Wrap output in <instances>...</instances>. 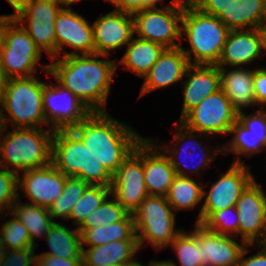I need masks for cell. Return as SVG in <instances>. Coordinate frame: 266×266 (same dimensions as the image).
<instances>
[{
	"instance_id": "1f68e13d",
	"label": "cell",
	"mask_w": 266,
	"mask_h": 266,
	"mask_svg": "<svg viewBox=\"0 0 266 266\" xmlns=\"http://www.w3.org/2000/svg\"><path fill=\"white\" fill-rule=\"evenodd\" d=\"M232 133L235 135L231 140L222 145V154L225 156V154L234 153L238 159L234 160L233 163H244V160L240 158L242 155L251 157L258 152L266 150V135L252 134L250 130L246 129L238 121L231 127L229 134Z\"/></svg>"
},
{
	"instance_id": "52a82bcc",
	"label": "cell",
	"mask_w": 266,
	"mask_h": 266,
	"mask_svg": "<svg viewBox=\"0 0 266 266\" xmlns=\"http://www.w3.org/2000/svg\"><path fill=\"white\" fill-rule=\"evenodd\" d=\"M175 214L166 196L148 195L132 214L139 250L147 239L157 251L169 247L183 230L175 228Z\"/></svg>"
},
{
	"instance_id": "7bdbcfd3",
	"label": "cell",
	"mask_w": 266,
	"mask_h": 266,
	"mask_svg": "<svg viewBox=\"0 0 266 266\" xmlns=\"http://www.w3.org/2000/svg\"><path fill=\"white\" fill-rule=\"evenodd\" d=\"M253 87L255 94L256 106H261L260 109H266V68L254 69Z\"/></svg>"
},
{
	"instance_id": "b9f144b4",
	"label": "cell",
	"mask_w": 266,
	"mask_h": 266,
	"mask_svg": "<svg viewBox=\"0 0 266 266\" xmlns=\"http://www.w3.org/2000/svg\"><path fill=\"white\" fill-rule=\"evenodd\" d=\"M36 248L7 250L3 262L0 266H35Z\"/></svg>"
},
{
	"instance_id": "ffe728a7",
	"label": "cell",
	"mask_w": 266,
	"mask_h": 266,
	"mask_svg": "<svg viewBox=\"0 0 266 266\" xmlns=\"http://www.w3.org/2000/svg\"><path fill=\"white\" fill-rule=\"evenodd\" d=\"M264 49V29L230 30L216 65L219 68L225 65L244 67L260 58Z\"/></svg>"
},
{
	"instance_id": "5b68a950",
	"label": "cell",
	"mask_w": 266,
	"mask_h": 266,
	"mask_svg": "<svg viewBox=\"0 0 266 266\" xmlns=\"http://www.w3.org/2000/svg\"><path fill=\"white\" fill-rule=\"evenodd\" d=\"M51 163L67 177L94 186H111L112 175L71 130H54Z\"/></svg>"
},
{
	"instance_id": "44dd1931",
	"label": "cell",
	"mask_w": 266,
	"mask_h": 266,
	"mask_svg": "<svg viewBox=\"0 0 266 266\" xmlns=\"http://www.w3.org/2000/svg\"><path fill=\"white\" fill-rule=\"evenodd\" d=\"M173 124L176 125V127H177L176 128L177 130L175 129V132H174L175 136H174L173 141L177 140L178 143H187L186 141H189V143H187L188 146L187 145L183 146L184 145L183 144L182 148H179V146L175 145L176 147L174 149H172L171 151L169 149L172 146H168V145L163 144V145L158 146V147L161 149V151L164 152L165 155H167V157L170 160V163H171L172 167L174 168L177 176L189 177L186 170L191 169V167H193L194 169L193 170L191 169L190 173H192V174L197 173L199 175V171L202 169V167H203V169H205V167H207L208 164H210L213 160H215L217 158L216 157L217 154L223 153L222 147L218 148V151H216L217 148L214 147L215 150H213V153L211 154L212 155L211 156L210 152H207V150H205L206 148L201 144V142L199 143V141H195L196 140L195 138L197 137V135L200 137L201 136L203 137L202 133L196 132V134H194L195 133L194 131H191V130L185 128L178 121L177 122L175 121ZM196 150H199L200 153L201 152H203V153H201L202 155L200 157H198L200 159H198L197 163L194 164L193 160H191V159H194L193 155L195 154ZM192 152H194V153L192 154ZM179 153H180V155H179ZM181 157L183 159H186L187 162L190 159V161L193 162V164H192L193 166L188 167L189 165L188 166L186 165L187 169H186V166H184L185 169H184V167H181L183 165L181 162L182 161ZM187 157H189V158H187ZM179 159H181V161Z\"/></svg>"
},
{
	"instance_id": "d6a6232c",
	"label": "cell",
	"mask_w": 266,
	"mask_h": 266,
	"mask_svg": "<svg viewBox=\"0 0 266 266\" xmlns=\"http://www.w3.org/2000/svg\"><path fill=\"white\" fill-rule=\"evenodd\" d=\"M203 185H199L193 177L176 176L170 185L167 201L173 210L194 209L202 201Z\"/></svg>"
},
{
	"instance_id": "f907efd6",
	"label": "cell",
	"mask_w": 266,
	"mask_h": 266,
	"mask_svg": "<svg viewBox=\"0 0 266 266\" xmlns=\"http://www.w3.org/2000/svg\"><path fill=\"white\" fill-rule=\"evenodd\" d=\"M147 266H177L173 260L155 261L151 260Z\"/></svg>"
},
{
	"instance_id": "9c48e42d",
	"label": "cell",
	"mask_w": 266,
	"mask_h": 266,
	"mask_svg": "<svg viewBox=\"0 0 266 266\" xmlns=\"http://www.w3.org/2000/svg\"><path fill=\"white\" fill-rule=\"evenodd\" d=\"M163 8H144L132 12L134 33L145 41L156 42L165 48H177L181 38L182 15L186 0H172ZM181 43H176L175 40Z\"/></svg>"
},
{
	"instance_id": "db71d44e",
	"label": "cell",
	"mask_w": 266,
	"mask_h": 266,
	"mask_svg": "<svg viewBox=\"0 0 266 266\" xmlns=\"http://www.w3.org/2000/svg\"><path fill=\"white\" fill-rule=\"evenodd\" d=\"M122 266H144L140 261H137L136 259H132L131 261H128L124 263Z\"/></svg>"
},
{
	"instance_id": "ba28073f",
	"label": "cell",
	"mask_w": 266,
	"mask_h": 266,
	"mask_svg": "<svg viewBox=\"0 0 266 266\" xmlns=\"http://www.w3.org/2000/svg\"><path fill=\"white\" fill-rule=\"evenodd\" d=\"M41 58L42 51L27 31L12 18L6 24L0 51V77L7 80L35 76Z\"/></svg>"
},
{
	"instance_id": "6f0895ef",
	"label": "cell",
	"mask_w": 266,
	"mask_h": 266,
	"mask_svg": "<svg viewBox=\"0 0 266 266\" xmlns=\"http://www.w3.org/2000/svg\"><path fill=\"white\" fill-rule=\"evenodd\" d=\"M2 128H3V125H2L1 115H0V134H1Z\"/></svg>"
},
{
	"instance_id": "8992f818",
	"label": "cell",
	"mask_w": 266,
	"mask_h": 266,
	"mask_svg": "<svg viewBox=\"0 0 266 266\" xmlns=\"http://www.w3.org/2000/svg\"><path fill=\"white\" fill-rule=\"evenodd\" d=\"M35 76L11 78L3 81L1 107L3 127L11 122L14 128H42L46 123L43 109V86ZM7 117V118H6ZM40 125V126H39Z\"/></svg>"
},
{
	"instance_id": "4dcf8cb0",
	"label": "cell",
	"mask_w": 266,
	"mask_h": 266,
	"mask_svg": "<svg viewBox=\"0 0 266 266\" xmlns=\"http://www.w3.org/2000/svg\"><path fill=\"white\" fill-rule=\"evenodd\" d=\"M20 200L19 198L16 200L11 208V213L27 228L31 243L36 247L35 238L46 237L55 221H53L47 207L28 202L23 204Z\"/></svg>"
},
{
	"instance_id": "4fadbf2b",
	"label": "cell",
	"mask_w": 266,
	"mask_h": 266,
	"mask_svg": "<svg viewBox=\"0 0 266 266\" xmlns=\"http://www.w3.org/2000/svg\"><path fill=\"white\" fill-rule=\"evenodd\" d=\"M111 195L130 214L148 196L144 181L143 139L112 175Z\"/></svg>"
},
{
	"instance_id": "9f6ffc18",
	"label": "cell",
	"mask_w": 266,
	"mask_h": 266,
	"mask_svg": "<svg viewBox=\"0 0 266 266\" xmlns=\"http://www.w3.org/2000/svg\"><path fill=\"white\" fill-rule=\"evenodd\" d=\"M3 79L0 77V104H1V96H2V85H3Z\"/></svg>"
},
{
	"instance_id": "681fc988",
	"label": "cell",
	"mask_w": 266,
	"mask_h": 266,
	"mask_svg": "<svg viewBox=\"0 0 266 266\" xmlns=\"http://www.w3.org/2000/svg\"><path fill=\"white\" fill-rule=\"evenodd\" d=\"M12 18L8 15H0V51L3 46L4 42V33H5V27L6 24L11 20Z\"/></svg>"
},
{
	"instance_id": "7c38bea8",
	"label": "cell",
	"mask_w": 266,
	"mask_h": 266,
	"mask_svg": "<svg viewBox=\"0 0 266 266\" xmlns=\"http://www.w3.org/2000/svg\"><path fill=\"white\" fill-rule=\"evenodd\" d=\"M63 6L61 0H30L13 17L27 31L37 47L42 52L45 51L51 59L56 58L55 19Z\"/></svg>"
},
{
	"instance_id": "11a10c76",
	"label": "cell",
	"mask_w": 266,
	"mask_h": 266,
	"mask_svg": "<svg viewBox=\"0 0 266 266\" xmlns=\"http://www.w3.org/2000/svg\"><path fill=\"white\" fill-rule=\"evenodd\" d=\"M61 1H62V3H63L64 6H69L72 3H76V2H79L81 0H61Z\"/></svg>"
},
{
	"instance_id": "680465c9",
	"label": "cell",
	"mask_w": 266,
	"mask_h": 266,
	"mask_svg": "<svg viewBox=\"0 0 266 266\" xmlns=\"http://www.w3.org/2000/svg\"><path fill=\"white\" fill-rule=\"evenodd\" d=\"M264 38H265V50H266V34H264Z\"/></svg>"
},
{
	"instance_id": "d6986e66",
	"label": "cell",
	"mask_w": 266,
	"mask_h": 266,
	"mask_svg": "<svg viewBox=\"0 0 266 266\" xmlns=\"http://www.w3.org/2000/svg\"><path fill=\"white\" fill-rule=\"evenodd\" d=\"M234 236L218 234L197 223V246L202 266H237L247 243Z\"/></svg>"
},
{
	"instance_id": "4316f807",
	"label": "cell",
	"mask_w": 266,
	"mask_h": 266,
	"mask_svg": "<svg viewBox=\"0 0 266 266\" xmlns=\"http://www.w3.org/2000/svg\"><path fill=\"white\" fill-rule=\"evenodd\" d=\"M139 251L137 240H116L82 249L84 266H122Z\"/></svg>"
},
{
	"instance_id": "2e32d148",
	"label": "cell",
	"mask_w": 266,
	"mask_h": 266,
	"mask_svg": "<svg viewBox=\"0 0 266 266\" xmlns=\"http://www.w3.org/2000/svg\"><path fill=\"white\" fill-rule=\"evenodd\" d=\"M56 58L62 51L63 57L68 55L95 54L92 23L64 6L58 12L55 24ZM64 46H70L74 52L63 51ZM76 51V52H75ZM80 51V52H79Z\"/></svg>"
},
{
	"instance_id": "c3c4849f",
	"label": "cell",
	"mask_w": 266,
	"mask_h": 266,
	"mask_svg": "<svg viewBox=\"0 0 266 266\" xmlns=\"http://www.w3.org/2000/svg\"><path fill=\"white\" fill-rule=\"evenodd\" d=\"M9 4L14 8L16 13L8 14L9 17L13 18L19 12H21L30 0H7Z\"/></svg>"
},
{
	"instance_id": "7402d4cb",
	"label": "cell",
	"mask_w": 266,
	"mask_h": 266,
	"mask_svg": "<svg viewBox=\"0 0 266 266\" xmlns=\"http://www.w3.org/2000/svg\"><path fill=\"white\" fill-rule=\"evenodd\" d=\"M155 140L143 138L144 181L148 195L166 196L177 175L167 155L154 144Z\"/></svg>"
},
{
	"instance_id": "e0dca14e",
	"label": "cell",
	"mask_w": 266,
	"mask_h": 266,
	"mask_svg": "<svg viewBox=\"0 0 266 266\" xmlns=\"http://www.w3.org/2000/svg\"><path fill=\"white\" fill-rule=\"evenodd\" d=\"M92 29L95 54L107 56L127 45L135 34L132 13L116 9L95 20Z\"/></svg>"
},
{
	"instance_id": "30bf717a",
	"label": "cell",
	"mask_w": 266,
	"mask_h": 266,
	"mask_svg": "<svg viewBox=\"0 0 266 266\" xmlns=\"http://www.w3.org/2000/svg\"><path fill=\"white\" fill-rule=\"evenodd\" d=\"M237 113L223 90L220 89L188 111L179 123L207 137L229 134L231 127L237 121Z\"/></svg>"
},
{
	"instance_id": "ee69618b",
	"label": "cell",
	"mask_w": 266,
	"mask_h": 266,
	"mask_svg": "<svg viewBox=\"0 0 266 266\" xmlns=\"http://www.w3.org/2000/svg\"><path fill=\"white\" fill-rule=\"evenodd\" d=\"M251 245L259 246L260 250L257 254L245 258V255L249 251L248 248ZM237 266H266V243L247 244L241 254L240 261Z\"/></svg>"
},
{
	"instance_id": "f6af8a7d",
	"label": "cell",
	"mask_w": 266,
	"mask_h": 266,
	"mask_svg": "<svg viewBox=\"0 0 266 266\" xmlns=\"http://www.w3.org/2000/svg\"><path fill=\"white\" fill-rule=\"evenodd\" d=\"M197 8L206 14L218 17L231 0H190ZM234 1V0H233Z\"/></svg>"
},
{
	"instance_id": "f5cc1de1",
	"label": "cell",
	"mask_w": 266,
	"mask_h": 266,
	"mask_svg": "<svg viewBox=\"0 0 266 266\" xmlns=\"http://www.w3.org/2000/svg\"><path fill=\"white\" fill-rule=\"evenodd\" d=\"M7 249L0 240V264L3 262Z\"/></svg>"
},
{
	"instance_id": "484cf974",
	"label": "cell",
	"mask_w": 266,
	"mask_h": 266,
	"mask_svg": "<svg viewBox=\"0 0 266 266\" xmlns=\"http://www.w3.org/2000/svg\"><path fill=\"white\" fill-rule=\"evenodd\" d=\"M221 74V89L237 111H244V107L256 106L253 87L254 70L244 67L227 70L219 68Z\"/></svg>"
},
{
	"instance_id": "8d00e7d4",
	"label": "cell",
	"mask_w": 266,
	"mask_h": 266,
	"mask_svg": "<svg viewBox=\"0 0 266 266\" xmlns=\"http://www.w3.org/2000/svg\"><path fill=\"white\" fill-rule=\"evenodd\" d=\"M193 232H185L183 229L169 244L179 259L181 266H202L200 250L197 246V223Z\"/></svg>"
},
{
	"instance_id": "cb8c5ba5",
	"label": "cell",
	"mask_w": 266,
	"mask_h": 266,
	"mask_svg": "<svg viewBox=\"0 0 266 266\" xmlns=\"http://www.w3.org/2000/svg\"><path fill=\"white\" fill-rule=\"evenodd\" d=\"M184 80L183 108L180 119L207 96L221 89V74L217 65L190 64Z\"/></svg>"
},
{
	"instance_id": "ac0fdd59",
	"label": "cell",
	"mask_w": 266,
	"mask_h": 266,
	"mask_svg": "<svg viewBox=\"0 0 266 266\" xmlns=\"http://www.w3.org/2000/svg\"><path fill=\"white\" fill-rule=\"evenodd\" d=\"M18 174V187L38 206L49 207L63 192L66 177L52 163Z\"/></svg>"
},
{
	"instance_id": "3957f363",
	"label": "cell",
	"mask_w": 266,
	"mask_h": 266,
	"mask_svg": "<svg viewBox=\"0 0 266 266\" xmlns=\"http://www.w3.org/2000/svg\"><path fill=\"white\" fill-rule=\"evenodd\" d=\"M230 30L216 16L206 14L186 0L182 15L181 35L189 41L190 50H181L190 64L216 65ZM194 55V60L192 58Z\"/></svg>"
},
{
	"instance_id": "603a6c76",
	"label": "cell",
	"mask_w": 266,
	"mask_h": 266,
	"mask_svg": "<svg viewBox=\"0 0 266 266\" xmlns=\"http://www.w3.org/2000/svg\"><path fill=\"white\" fill-rule=\"evenodd\" d=\"M189 65L181 47L166 48L157 62L144 75L145 82L141 88L140 97L154 90L182 82Z\"/></svg>"
},
{
	"instance_id": "9a60e30c",
	"label": "cell",
	"mask_w": 266,
	"mask_h": 266,
	"mask_svg": "<svg viewBox=\"0 0 266 266\" xmlns=\"http://www.w3.org/2000/svg\"><path fill=\"white\" fill-rule=\"evenodd\" d=\"M254 179L236 202L238 235L247 244L266 243V194Z\"/></svg>"
},
{
	"instance_id": "f35d334b",
	"label": "cell",
	"mask_w": 266,
	"mask_h": 266,
	"mask_svg": "<svg viewBox=\"0 0 266 266\" xmlns=\"http://www.w3.org/2000/svg\"><path fill=\"white\" fill-rule=\"evenodd\" d=\"M238 218L237 209L233 206L214 212L202 225L208 230L214 231L218 234L234 236L237 238L239 227Z\"/></svg>"
},
{
	"instance_id": "7a4b0ae2",
	"label": "cell",
	"mask_w": 266,
	"mask_h": 266,
	"mask_svg": "<svg viewBox=\"0 0 266 266\" xmlns=\"http://www.w3.org/2000/svg\"><path fill=\"white\" fill-rule=\"evenodd\" d=\"M71 130L111 175L144 138L107 111H91Z\"/></svg>"
},
{
	"instance_id": "d590c367",
	"label": "cell",
	"mask_w": 266,
	"mask_h": 266,
	"mask_svg": "<svg viewBox=\"0 0 266 266\" xmlns=\"http://www.w3.org/2000/svg\"><path fill=\"white\" fill-rule=\"evenodd\" d=\"M111 195V186L90 185L71 209L70 219L79 226L93 210L97 209Z\"/></svg>"
},
{
	"instance_id": "e575fe53",
	"label": "cell",
	"mask_w": 266,
	"mask_h": 266,
	"mask_svg": "<svg viewBox=\"0 0 266 266\" xmlns=\"http://www.w3.org/2000/svg\"><path fill=\"white\" fill-rule=\"evenodd\" d=\"M84 219L77 229H89L122 221L129 212L111 195Z\"/></svg>"
},
{
	"instance_id": "8fae6325",
	"label": "cell",
	"mask_w": 266,
	"mask_h": 266,
	"mask_svg": "<svg viewBox=\"0 0 266 266\" xmlns=\"http://www.w3.org/2000/svg\"><path fill=\"white\" fill-rule=\"evenodd\" d=\"M254 180L250 168L244 163H232L230 168L212 184L203 188L202 204L196 223L203 224L214 212L236 206L241 193Z\"/></svg>"
},
{
	"instance_id": "5bb4252c",
	"label": "cell",
	"mask_w": 266,
	"mask_h": 266,
	"mask_svg": "<svg viewBox=\"0 0 266 266\" xmlns=\"http://www.w3.org/2000/svg\"><path fill=\"white\" fill-rule=\"evenodd\" d=\"M43 109L46 123L53 130L71 129L91 110L69 89L58 82L43 86Z\"/></svg>"
},
{
	"instance_id": "bcb514c9",
	"label": "cell",
	"mask_w": 266,
	"mask_h": 266,
	"mask_svg": "<svg viewBox=\"0 0 266 266\" xmlns=\"http://www.w3.org/2000/svg\"><path fill=\"white\" fill-rule=\"evenodd\" d=\"M35 266H84L83 259H65L50 255H37Z\"/></svg>"
},
{
	"instance_id": "74e56055",
	"label": "cell",
	"mask_w": 266,
	"mask_h": 266,
	"mask_svg": "<svg viewBox=\"0 0 266 266\" xmlns=\"http://www.w3.org/2000/svg\"><path fill=\"white\" fill-rule=\"evenodd\" d=\"M12 217L2 224L0 228V240L7 250L36 248L32 245L27 228L11 212Z\"/></svg>"
},
{
	"instance_id": "277c9868",
	"label": "cell",
	"mask_w": 266,
	"mask_h": 266,
	"mask_svg": "<svg viewBox=\"0 0 266 266\" xmlns=\"http://www.w3.org/2000/svg\"><path fill=\"white\" fill-rule=\"evenodd\" d=\"M7 128L3 127L0 134L1 168L19 174L51 163L53 129L14 128L10 132ZM3 131L8 132L3 136Z\"/></svg>"
},
{
	"instance_id": "ab89813d",
	"label": "cell",
	"mask_w": 266,
	"mask_h": 266,
	"mask_svg": "<svg viewBox=\"0 0 266 266\" xmlns=\"http://www.w3.org/2000/svg\"><path fill=\"white\" fill-rule=\"evenodd\" d=\"M18 174L11 170L0 167V212L3 217L8 216L4 214L11 212V208L18 198L20 193L18 192ZM5 209V210H4Z\"/></svg>"
},
{
	"instance_id": "6da1fadb",
	"label": "cell",
	"mask_w": 266,
	"mask_h": 266,
	"mask_svg": "<svg viewBox=\"0 0 266 266\" xmlns=\"http://www.w3.org/2000/svg\"><path fill=\"white\" fill-rule=\"evenodd\" d=\"M100 54L68 55L53 58L42 71L51 74L63 87L69 89L91 111H106L107 98L111 89L117 61L99 60Z\"/></svg>"
},
{
	"instance_id": "816d5d0a",
	"label": "cell",
	"mask_w": 266,
	"mask_h": 266,
	"mask_svg": "<svg viewBox=\"0 0 266 266\" xmlns=\"http://www.w3.org/2000/svg\"><path fill=\"white\" fill-rule=\"evenodd\" d=\"M163 0H141V9L144 8H157V4Z\"/></svg>"
},
{
	"instance_id": "f1b7e54d",
	"label": "cell",
	"mask_w": 266,
	"mask_h": 266,
	"mask_svg": "<svg viewBox=\"0 0 266 266\" xmlns=\"http://www.w3.org/2000/svg\"><path fill=\"white\" fill-rule=\"evenodd\" d=\"M78 231L82 249L85 244L95 247L116 240H137L133 215L130 213L122 221L89 229H78Z\"/></svg>"
},
{
	"instance_id": "7dc6e473",
	"label": "cell",
	"mask_w": 266,
	"mask_h": 266,
	"mask_svg": "<svg viewBox=\"0 0 266 266\" xmlns=\"http://www.w3.org/2000/svg\"><path fill=\"white\" fill-rule=\"evenodd\" d=\"M112 3L116 10L134 12L141 9V0H106Z\"/></svg>"
},
{
	"instance_id": "60d3db41",
	"label": "cell",
	"mask_w": 266,
	"mask_h": 266,
	"mask_svg": "<svg viewBox=\"0 0 266 266\" xmlns=\"http://www.w3.org/2000/svg\"><path fill=\"white\" fill-rule=\"evenodd\" d=\"M237 121L255 135H266V109H260L246 115L244 111L237 113Z\"/></svg>"
},
{
	"instance_id": "d4e9b609",
	"label": "cell",
	"mask_w": 266,
	"mask_h": 266,
	"mask_svg": "<svg viewBox=\"0 0 266 266\" xmlns=\"http://www.w3.org/2000/svg\"><path fill=\"white\" fill-rule=\"evenodd\" d=\"M218 18L229 30L264 29L266 0H231Z\"/></svg>"
},
{
	"instance_id": "836d02e7",
	"label": "cell",
	"mask_w": 266,
	"mask_h": 266,
	"mask_svg": "<svg viewBox=\"0 0 266 266\" xmlns=\"http://www.w3.org/2000/svg\"><path fill=\"white\" fill-rule=\"evenodd\" d=\"M89 186L80 178L66 177L62 194L48 207L53 221L58 217L69 220L71 209Z\"/></svg>"
},
{
	"instance_id": "f546056e",
	"label": "cell",
	"mask_w": 266,
	"mask_h": 266,
	"mask_svg": "<svg viewBox=\"0 0 266 266\" xmlns=\"http://www.w3.org/2000/svg\"><path fill=\"white\" fill-rule=\"evenodd\" d=\"M54 222L46 234L50 251L40 255H50L65 259H83L80 232Z\"/></svg>"
},
{
	"instance_id": "83f0119b",
	"label": "cell",
	"mask_w": 266,
	"mask_h": 266,
	"mask_svg": "<svg viewBox=\"0 0 266 266\" xmlns=\"http://www.w3.org/2000/svg\"><path fill=\"white\" fill-rule=\"evenodd\" d=\"M165 49L159 43L133 37L127 44L126 52L120 60V64L124 66L125 70L128 69L132 73L144 77Z\"/></svg>"
}]
</instances>
